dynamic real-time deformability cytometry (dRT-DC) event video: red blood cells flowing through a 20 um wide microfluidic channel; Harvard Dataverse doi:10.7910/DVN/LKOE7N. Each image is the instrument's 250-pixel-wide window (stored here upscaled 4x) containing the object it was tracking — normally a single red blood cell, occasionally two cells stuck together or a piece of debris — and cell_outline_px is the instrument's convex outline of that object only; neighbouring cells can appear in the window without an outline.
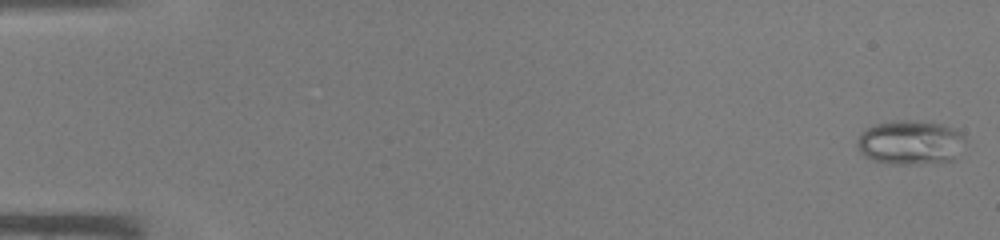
{"species": "common noctule bat (a hibernating species)", "species_latin": "Nyctalus noctula", "temperature_condition": "warm", "stored_images_in_passage": 45, "camera_frame_rate_fps": 3000, "um_per_image_px": 0.085, "animal": {"sex": "male", "body_mass_g": 19.0, "forearm_length_mm": 50.8}, "frame": {"image": 1, "passage_image": 1, "time_ms": 0.0, "image_size_px": [1000, 240], "cell_outline_px": [[964, 140], [952, 160], [920, 164], [892, 164], [872, 160], [864, 156], [860, 152], [856, 144], [856, 140], [860, 132], [872, 124], [900, 120], [916, 120], [940, 124], [956, 128], [964, 136]], "centroid_in_image_um": [77.3, 12.09], "position_along_channel_um": 7.7, "area_um2": 27.98}}
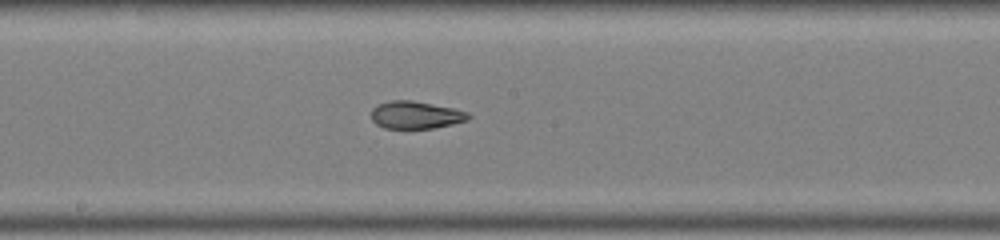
{"frame": {"image": 2, "passage_image": 25, "time_ms": 8.0, "image_size_px": [1000, 240], "cell_outline_px": [[472, 116], [468, 120], [452, 124], [432, 128], [384, 128], [376, 124], [372, 120], [372, 108], [376, 104], [392, 100], [412, 100], [452, 108], [468, 112]], "centroid_in_image_um": [35.32, 9.77], "position_along_channel_um": 212.9, "area_um2": 15.55}}
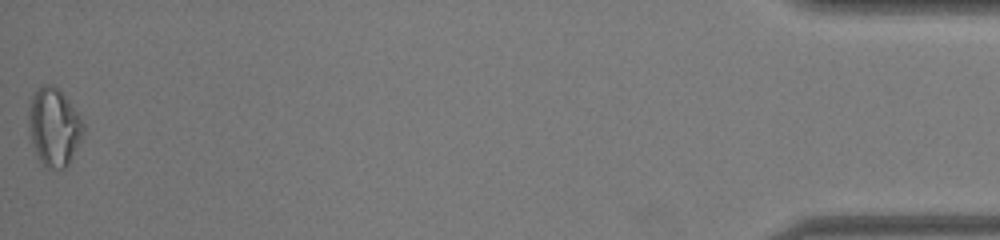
{"frame": {"image": 3, "passage_image": 45, "time_ms": 14.667, "image_size_px": [1000, 240], "cell_outline_px": [[84, 132], [68, 164], [64, 168], [48, 168], [36, 156], [32, 144], [28, 128], [28, 104], [36, 88], [40, 84], [52, 84], [72, 104], [80, 116], [84, 124]], "centroid_in_image_um": [4.55, 10.76], "position_along_channel_um": 430.6, "area_um2": 24.91}}